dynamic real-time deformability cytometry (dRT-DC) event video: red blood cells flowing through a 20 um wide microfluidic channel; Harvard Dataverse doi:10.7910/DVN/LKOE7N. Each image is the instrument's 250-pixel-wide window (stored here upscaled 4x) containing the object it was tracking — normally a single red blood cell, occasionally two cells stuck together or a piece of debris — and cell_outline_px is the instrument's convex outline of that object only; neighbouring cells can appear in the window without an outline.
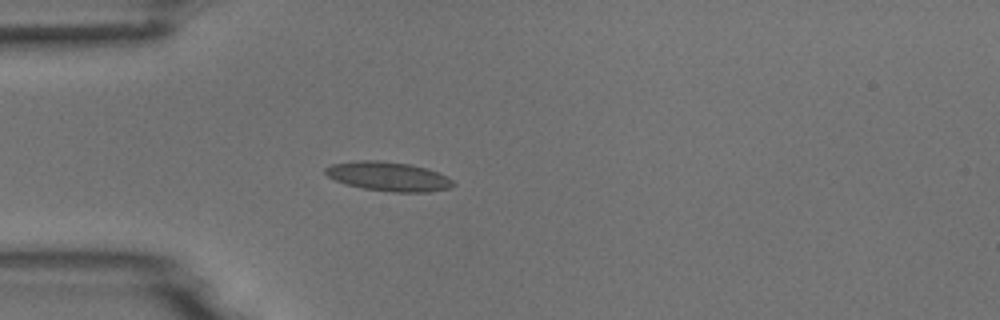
{"species": "common noctule bat (a hibernating species)", "species_latin": "Nyctalus noctula", "temperature_condition": "room temperature", "stored_images_in_passage": 3, "camera_frame_rate_fps": 3000, "um_per_image_px": 0.085, "animal": {"sex": "male", "body_mass_g": 18.8}, "frame": {"image": 1, "passage_image": 3, "time_ms": 2.333, "image_size_px": [1000, 320], "cell_outline_px": [[456, 184], [452, 188], [428, 192], [392, 192], [364, 188], [348, 184], [336, 180], [328, 176], [324, 172], [324, 168], [332, 164], [356, 160], [380, 160], [408, 164], [428, 168], [448, 176]], "centroid_in_image_um": [33.06, 14.99], "position_along_channel_um": 51.9, "area_um2": 21.85}}